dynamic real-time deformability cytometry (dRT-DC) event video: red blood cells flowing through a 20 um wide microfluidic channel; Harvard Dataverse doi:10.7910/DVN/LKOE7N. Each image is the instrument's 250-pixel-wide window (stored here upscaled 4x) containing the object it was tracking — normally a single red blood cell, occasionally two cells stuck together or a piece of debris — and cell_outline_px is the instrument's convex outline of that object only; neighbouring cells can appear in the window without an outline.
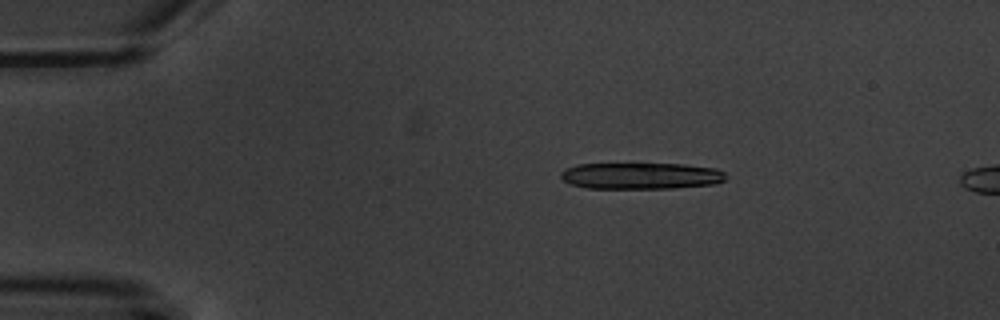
{"species": "common noctule bat (a hibernating species)", "species_latin": "Nyctalus noctula", "temperature_condition": "warm", "stored_images_in_passage": 4, "camera_frame_rate_fps": 3000, "um_per_image_px": 0.085, "animal": {"sex": "male", "body_mass_g": 20.1, "forearm_length_mm": 53.5}, "frame": {"image": 1, "passage_image": 2, "time_ms": 1.333, "image_size_px": [1000, 320], "cell_outline_px": [[724, 180], [712, 184], [672, 188], [588, 188], [572, 184], [564, 180], [560, 176], [560, 172], [564, 168], [576, 164], [684, 164], [716, 168], [724, 172]], "centroid_in_image_um": [54.44, 14.94], "position_along_channel_um": 30.6, "area_um2": 25.32}}